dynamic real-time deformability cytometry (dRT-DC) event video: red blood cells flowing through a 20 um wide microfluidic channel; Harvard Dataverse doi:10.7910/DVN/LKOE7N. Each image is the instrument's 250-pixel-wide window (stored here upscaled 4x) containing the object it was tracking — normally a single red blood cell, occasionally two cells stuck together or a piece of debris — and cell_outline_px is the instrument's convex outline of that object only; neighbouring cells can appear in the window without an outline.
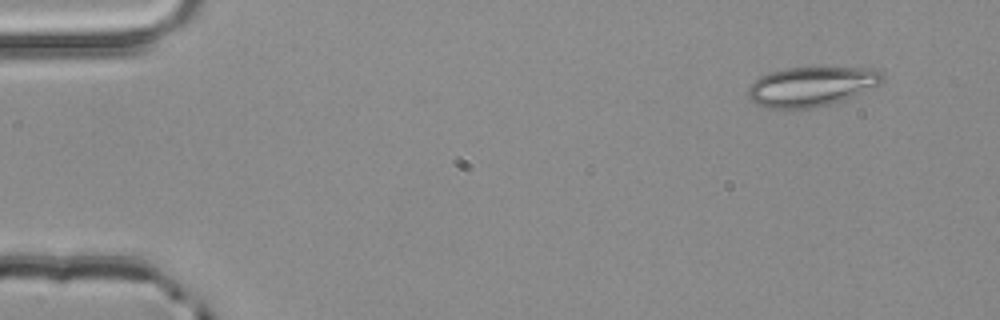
{"species": "common noctule bat (a hibernating species)", "species_latin": "Nyctalus noctula", "temperature_condition": "room temperature", "stored_images_in_passage": 4, "camera_frame_rate_fps": 3000, "um_per_image_px": 0.085, "animal": {"sex": "male", "body_mass_g": 20.4}, "frame": {"image": 1, "passage_image": 1, "time_ms": 0.0, "image_size_px": [1000, 320], "cell_outline_px": [[884, 80], [880, 84], [856, 96], [832, 104], [792, 112], [768, 108], [752, 104], [748, 100], [748, 88], [760, 76], [784, 68], [876, 68], [884, 72]], "centroid_in_image_um": [68.96, 7.4], "position_along_channel_um": 16.0, "area_um2": 31.96}}